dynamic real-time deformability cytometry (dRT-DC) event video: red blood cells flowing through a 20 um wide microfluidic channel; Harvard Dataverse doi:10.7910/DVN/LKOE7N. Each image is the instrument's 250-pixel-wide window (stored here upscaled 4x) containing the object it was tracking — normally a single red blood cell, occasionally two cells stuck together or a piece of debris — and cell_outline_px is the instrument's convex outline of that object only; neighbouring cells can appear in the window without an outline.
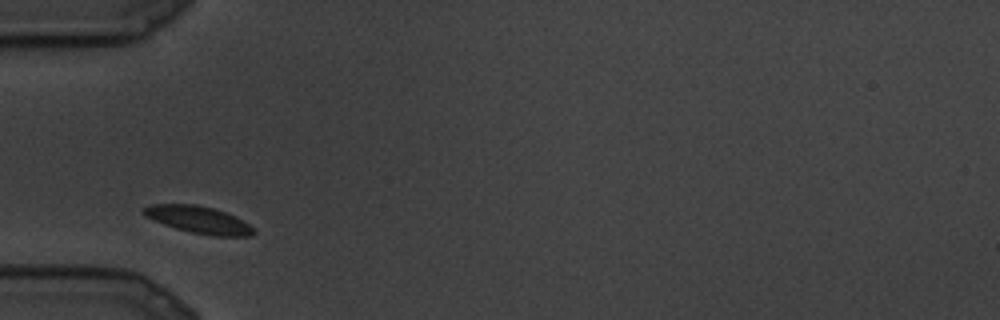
{"species": "common noctule bat (a hibernating species)", "species_latin": "Nyctalus noctula", "temperature_condition": "cold", "stored_images_in_passage": 15, "camera_frame_rate_fps": 3000, "um_per_image_px": 0.085, "animal": {"sex": "male", "body_mass_g": 19.5, "forearm_length_mm": 54.6}, "frame": {"image": 1, "passage_image": 1, "time_ms": 0.0, "image_size_px": [1000, 320], "cell_outline_px": [[256, 232], [252, 236], [212, 236], [192, 232], [176, 228], [164, 224], [144, 216], [140, 212], [140, 208], [152, 204], [196, 204], [212, 208], [224, 212], [248, 224]], "centroid_in_image_um": [16.81, 18.67], "position_along_channel_um": 68.2, "area_um2": 17.22}}
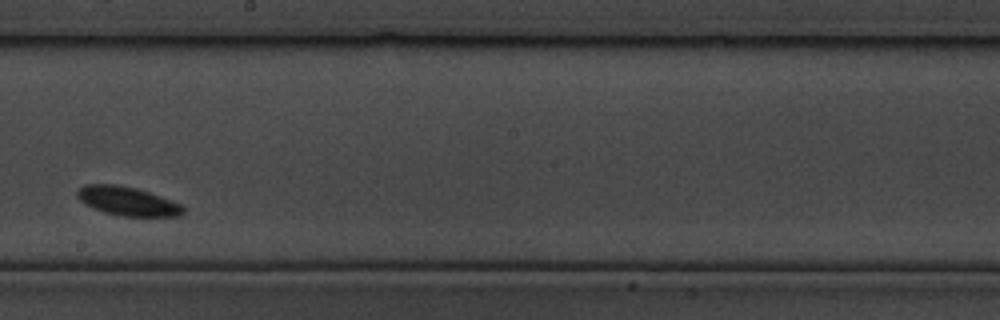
{"frame": {"image": 2, "passage_image": 8, "time_ms": 2.333, "image_size_px": [1000, 320], "cell_outline_px": [[184, 212], [180, 216], [120, 216], [104, 212], [92, 208], [84, 204], [76, 196], [76, 192], [84, 184], [116, 184], [136, 188], [184, 204]], "centroid_in_image_um": [10.84, 17.1], "position_along_channel_um": 237.4, "area_um2": 17.98}}
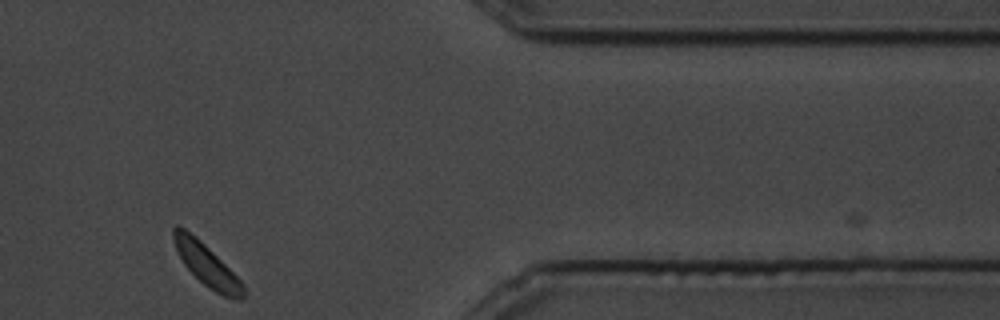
{"frame": {"image": 3, "passage_image": 15, "time_ms": 4.667, "image_size_px": [1000, 320], "cell_outline_px": [[244, 296], [240, 300], [232, 300], [208, 288], [184, 264], [176, 248], [172, 236], [172, 228], [176, 224], [184, 228], [200, 240], [244, 284]], "centroid_in_image_um": [17.57, 22.53], "position_along_channel_um": 393.8, "area_um2": 16.65}}